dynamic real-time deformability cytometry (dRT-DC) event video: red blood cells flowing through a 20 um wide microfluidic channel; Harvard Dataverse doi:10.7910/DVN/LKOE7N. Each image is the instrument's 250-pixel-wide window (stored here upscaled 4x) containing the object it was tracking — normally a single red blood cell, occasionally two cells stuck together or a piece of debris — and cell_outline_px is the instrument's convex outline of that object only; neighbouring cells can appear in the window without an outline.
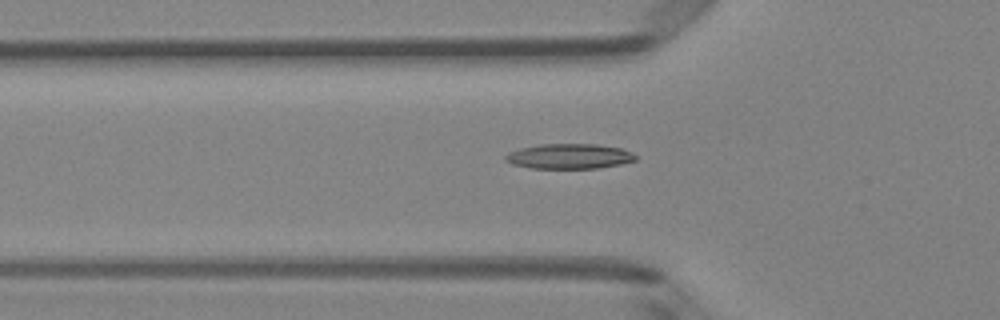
{"species": "Egyptian fruit bat (a non-hibernating species)", "species_latin": "Rousettus aegyptiacus", "temperature_condition": "room temperature", "stored_images_in_passage": 39, "camera_frame_rate_fps": 3000, "um_per_image_px": 0.085, "animal": {"sex": "female"}, "frame": {"image": 1, "passage_image": 9, "time_ms": 2.667, "image_size_px": [1000, 320], "cell_outline_px": [[636, 160], [620, 164], [596, 168], [532, 168], [512, 164], [504, 160], [504, 156], [508, 152], [520, 148], [540, 144], [596, 144], [620, 148], [632, 152], [636, 156]], "centroid_in_image_um": [48.36, 13.28], "position_along_channel_um": 77.4, "area_um2": 18.96}}
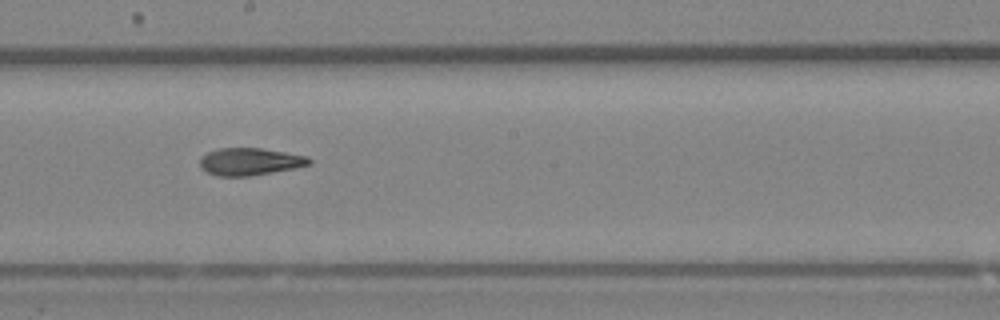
{"frame": {"image": 2, "passage_image": 20, "time_ms": 6.333, "image_size_px": [1000, 320], "cell_outline_px": [[312, 160], [308, 164], [296, 168], [248, 176], [216, 176], [200, 168], [200, 156], [208, 152], [220, 148], [260, 148], [308, 156]], "centroid_in_image_um": [21.21, 13.73], "position_along_channel_um": 227.0, "area_um2": 17.34}}
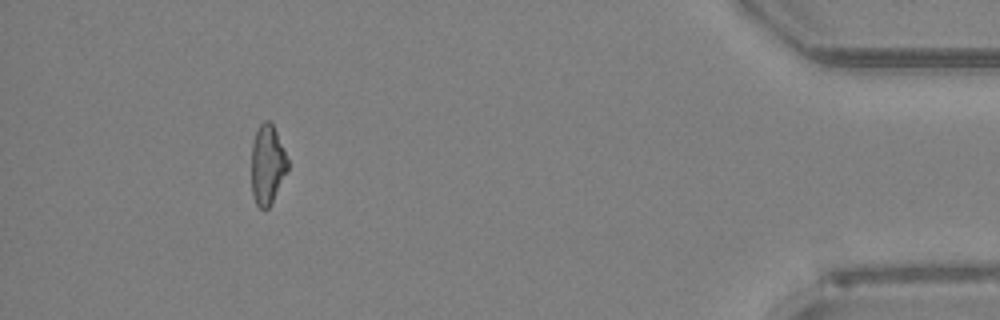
{"frame": {"image": 3, "passage_image": 38, "time_ms": 12.333, "image_size_px": [1000, 320], "cell_outline_px": [[288, 168], [268, 208], [260, 208], [256, 204], [252, 196], [252, 144], [256, 132], [260, 124], [264, 120], [268, 120], [272, 124], [276, 132], [288, 160]], "centroid_in_image_um": [22.71, 13.98], "position_along_channel_um": 412.5, "area_um2": 16.36}}